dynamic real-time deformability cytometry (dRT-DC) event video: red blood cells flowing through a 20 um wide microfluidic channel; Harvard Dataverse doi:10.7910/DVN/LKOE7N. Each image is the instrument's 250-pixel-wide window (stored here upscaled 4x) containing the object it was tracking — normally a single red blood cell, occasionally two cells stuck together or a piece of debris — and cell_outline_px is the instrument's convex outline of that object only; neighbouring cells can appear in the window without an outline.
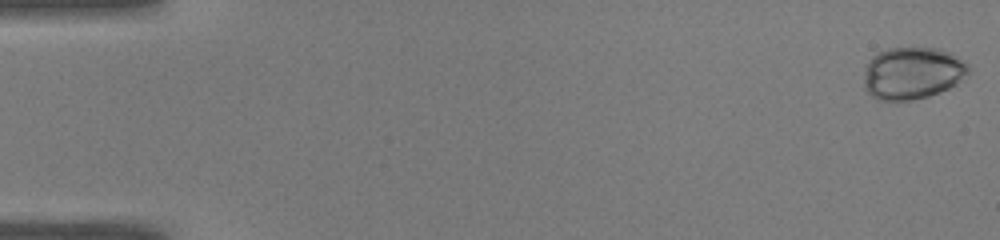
{"species": "common noctule bat (a hibernating species)", "species_latin": "Nyctalus noctula", "temperature_condition": "warm", "stored_images_in_passage": 50, "camera_frame_rate_fps": 3000, "um_per_image_px": 0.085, "animal": {"sex": "male", "body_mass_g": 19.0, "forearm_length_mm": 50.8}, "frame": {"image": 1, "passage_image": 1, "time_ms": 0.0, "image_size_px": [1000, 240], "cell_outline_px": [[968, 72], [956, 84], [940, 92], [928, 96], [912, 100], [880, 100], [872, 96], [864, 88], [864, 72], [872, 56], [888, 48], [940, 48], [948, 52], [968, 64]], "centroid_in_image_um": [77.53, 6.22], "position_along_channel_um": 7.5, "area_um2": 31.5}}
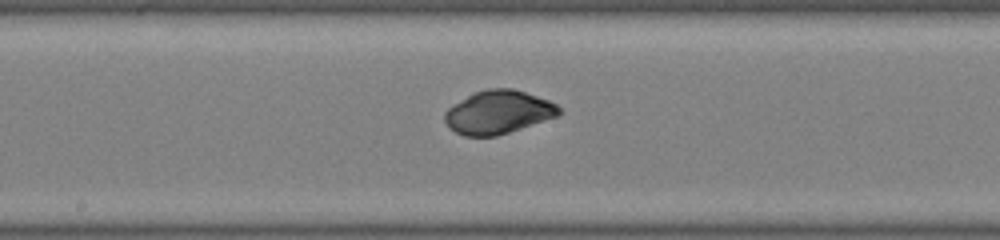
{"frame": {"image": 2, "passage_image": 27, "time_ms": 8.667, "image_size_px": [1000, 240], "cell_outline_px": [[560, 112], [556, 116], [496, 136], [464, 136], [448, 128], [444, 120], [444, 112], [448, 108], [472, 92], [488, 88], [512, 88], [548, 100], [556, 104], [560, 108]], "centroid_in_image_um": [42.29, 9.53], "position_along_channel_um": 205.9, "area_um2": 28.61}}
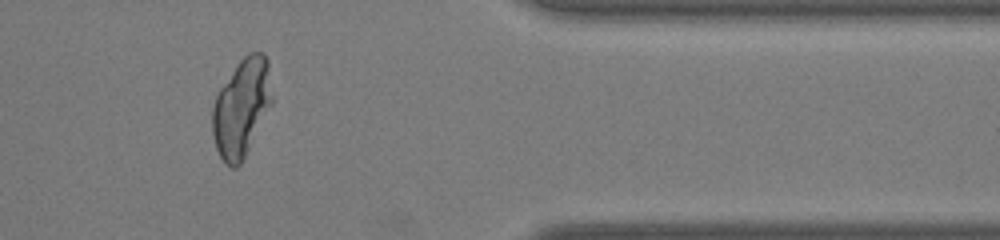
{"frame": {"image": 3, "passage_image": 42, "time_ms": 13.667, "image_size_px": [1000, 240], "cell_outline_px": [[272, 104], [240, 164], [236, 168], [232, 168], [224, 164], [216, 148], [212, 132], [212, 108], [216, 96], [220, 88], [240, 60], [248, 52], [264, 52], [268, 60], [272, 96]], "centroid_in_image_um": [20.53, 9.15], "position_along_channel_um": 390.9, "area_um2": 33.87}}